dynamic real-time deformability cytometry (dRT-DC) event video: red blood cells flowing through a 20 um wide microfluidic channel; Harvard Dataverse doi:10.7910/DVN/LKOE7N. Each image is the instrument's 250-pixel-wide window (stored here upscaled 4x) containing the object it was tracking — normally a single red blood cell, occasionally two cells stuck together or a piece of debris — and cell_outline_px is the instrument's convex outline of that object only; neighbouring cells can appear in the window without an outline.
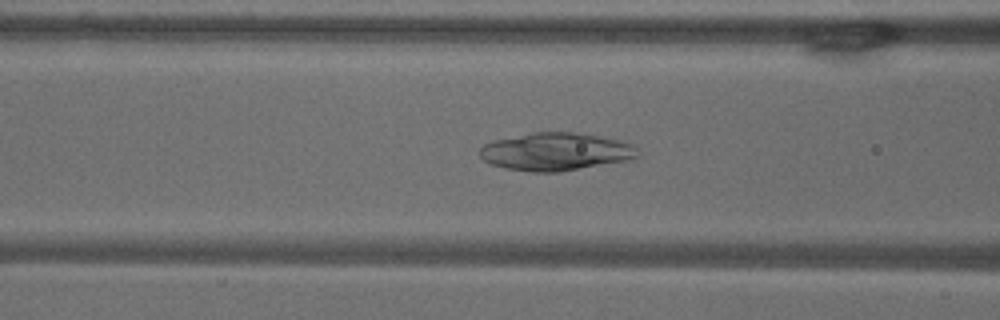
{"species": "common noctule bat (a hibernating species)", "species_latin": "Nyctalus noctula", "temperature_condition": "warm", "stored_images_in_passage": 46, "camera_frame_rate_fps": 3000, "um_per_image_px": 0.085, "animal": {"sex": "male", "body_mass_g": 18.8}, "frame": {"image": 1, "passage_image": 13, "time_ms": 4.0, "image_size_px": [1000, 320], "cell_outline_px": [[636, 156], [628, 160], [560, 172], [532, 172], [508, 168], [492, 164], [484, 160], [480, 156], [480, 148], [484, 144], [492, 140], [532, 132], [572, 132], [600, 136], [624, 140], [632, 144]], "centroid_in_image_um": [47.21, 12.88], "position_along_channel_um": 119.4, "area_um2": 34.62}}
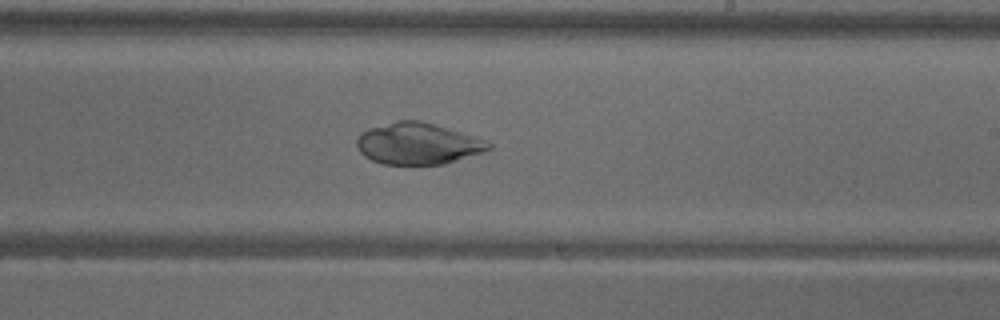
{"frame": {"image": 2, "passage_image": 24, "time_ms": 7.667, "image_size_px": [1000, 320], "cell_outline_px": [[492, 148], [484, 152], [444, 164], [384, 164], [372, 160], [364, 156], [360, 152], [356, 144], [356, 140], [360, 132], [368, 128], [396, 120], [420, 120], [476, 136], [492, 144]], "centroid_in_image_um": [35.51, 12.2], "position_along_channel_um": 253.5, "area_um2": 32.02}}
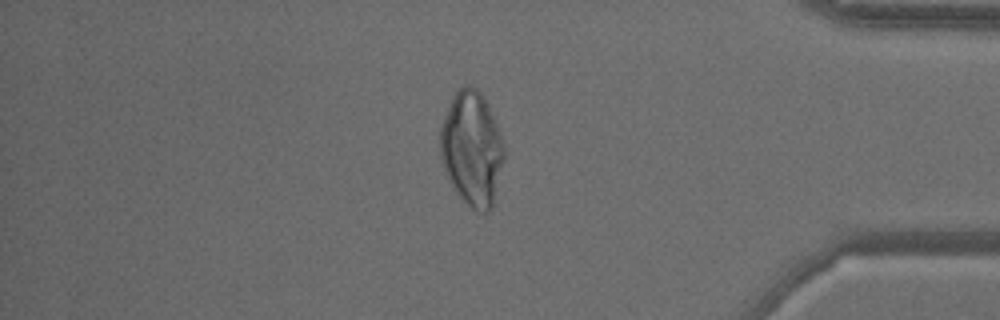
{"frame": {"image": 3, "passage_image": 38, "time_ms": 12.333, "image_size_px": [1000, 320], "cell_outline_px": [[504, 160], [492, 204], [488, 212], [476, 212], [456, 192], [440, 160], [440, 128], [452, 100], [456, 92], [464, 84], [468, 84], [476, 88], [484, 96], [496, 124], [504, 148]], "centroid_in_image_um": [40.1, 12.62], "position_along_channel_um": 395.1, "area_um2": 41.85}}